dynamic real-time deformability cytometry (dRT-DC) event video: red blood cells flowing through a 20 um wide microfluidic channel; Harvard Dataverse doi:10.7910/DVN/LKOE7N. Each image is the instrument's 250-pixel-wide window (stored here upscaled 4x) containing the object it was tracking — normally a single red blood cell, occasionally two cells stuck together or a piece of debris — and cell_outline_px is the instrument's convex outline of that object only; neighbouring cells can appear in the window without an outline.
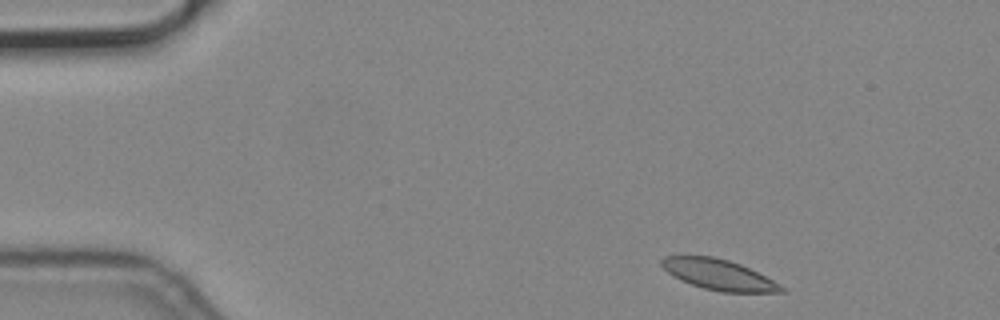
{"species": "common noctule bat (a hibernating species)", "species_latin": "Nyctalus noctula", "temperature_condition": "cold", "stored_images_in_passage": 2, "camera_frame_rate_fps": 3000, "um_per_image_px": 0.085, "animal": {"sex": "male", "body_mass_g": 19.2, "forearm_length_mm": 51.8}, "frame": {"image": 1, "passage_image": 1, "time_ms": 0.0, "image_size_px": [1000, 320], "cell_outline_px": [[788, 292], [720, 292], [704, 288], [680, 280], [672, 276], [660, 264], [660, 260], [664, 256], [712, 256], [728, 260], [740, 264], [780, 284]], "centroid_in_image_um": [61.06, 23.34], "position_along_channel_um": 23.9, "area_um2": 21.1}}